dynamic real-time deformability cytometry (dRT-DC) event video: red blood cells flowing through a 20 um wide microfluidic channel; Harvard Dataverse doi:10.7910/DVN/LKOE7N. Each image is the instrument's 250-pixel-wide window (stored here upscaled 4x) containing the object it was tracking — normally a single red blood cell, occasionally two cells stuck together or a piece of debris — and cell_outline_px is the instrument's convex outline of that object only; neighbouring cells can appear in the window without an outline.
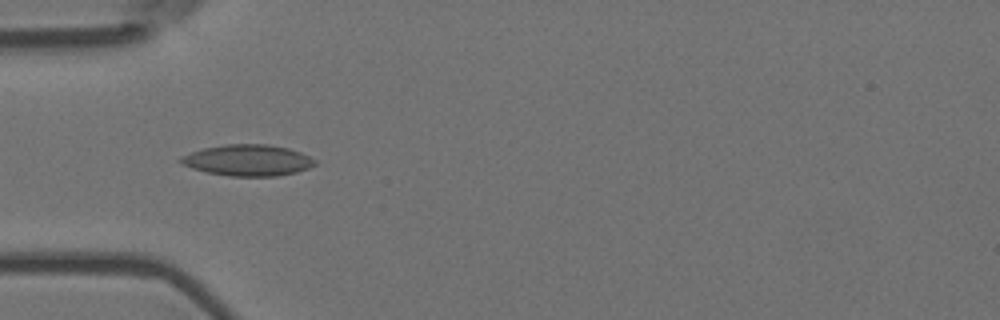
{"species": "Egyptian fruit bat (a non-hibernating species)", "species_latin": "Rousettus aegyptiacus", "temperature_condition": "room temperature", "stored_images_in_passage": 50, "camera_frame_rate_fps": 3000, "um_per_image_px": 0.085, "animal": {"sex": "female"}, "frame": {"image": 1, "passage_image": 11, "time_ms": 3.333, "image_size_px": [1000, 320], "cell_outline_px": [[316, 164], [308, 168], [296, 172], [276, 176], [232, 176], [208, 172], [192, 168], [180, 164], [176, 160], [180, 156], [204, 148], [228, 144], [268, 144], [288, 148], [300, 152], [316, 160]], "centroid_in_image_um": [21.04, 13.62], "position_along_channel_um": 64.0, "area_um2": 24.33}}
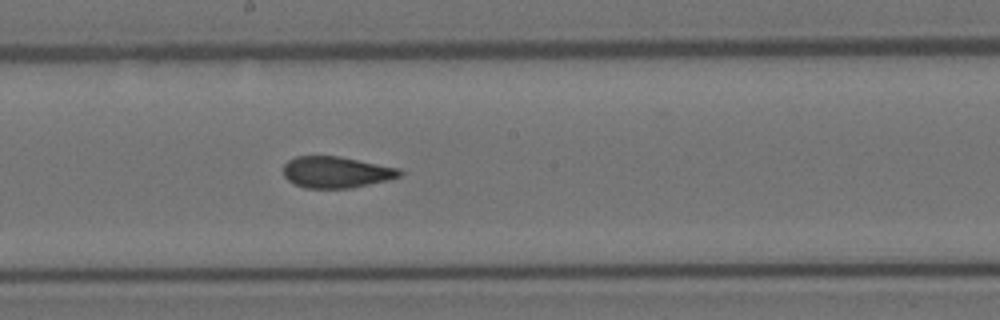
{"frame": {"image": 2, "passage_image": 24, "time_ms": 7.667, "image_size_px": [1000, 320], "cell_outline_px": [[404, 172], [400, 176], [388, 180], [352, 188], [304, 188], [288, 180], [284, 176], [284, 164], [288, 160], [296, 156], [340, 156], [400, 168]], "centroid_in_image_um": [28.6, 14.63], "position_along_channel_um": 219.6, "area_um2": 21.39}}
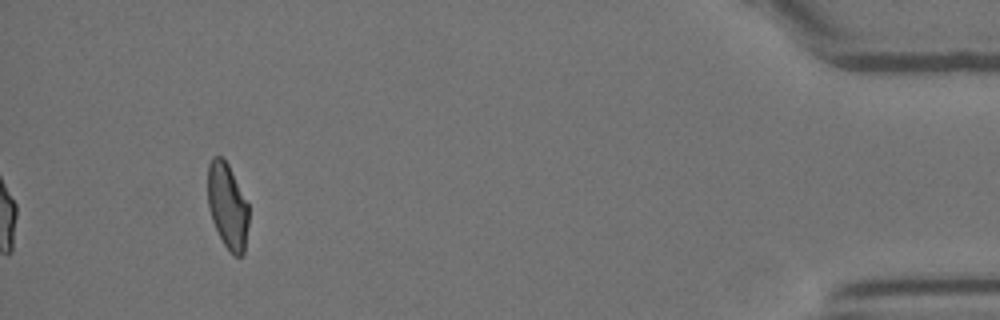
{"frame": {"image": 3, "passage_image": 46, "time_ms": 15.0, "image_size_px": [1000, 320], "cell_outline_px": [[248, 224], [244, 252], [240, 256], [232, 256], [224, 244], [212, 220], [208, 208], [208, 164], [212, 156], [220, 156], [228, 164], [248, 204]], "centroid_in_image_um": [19.33, 17.52], "position_along_channel_um": 415.9, "area_um2": 20.29}, "authors_computed_cell_mechanics": {"area_um2": 21.9062, "velocity_mm_per_s": 3.6049, "shape_relaxation_time_tau1_ms": null, "shape_relaxation_time_tau2_ms": 1.7124, "deformation_change_tau1": null, "deformation_change_tau2": 0.0929}}